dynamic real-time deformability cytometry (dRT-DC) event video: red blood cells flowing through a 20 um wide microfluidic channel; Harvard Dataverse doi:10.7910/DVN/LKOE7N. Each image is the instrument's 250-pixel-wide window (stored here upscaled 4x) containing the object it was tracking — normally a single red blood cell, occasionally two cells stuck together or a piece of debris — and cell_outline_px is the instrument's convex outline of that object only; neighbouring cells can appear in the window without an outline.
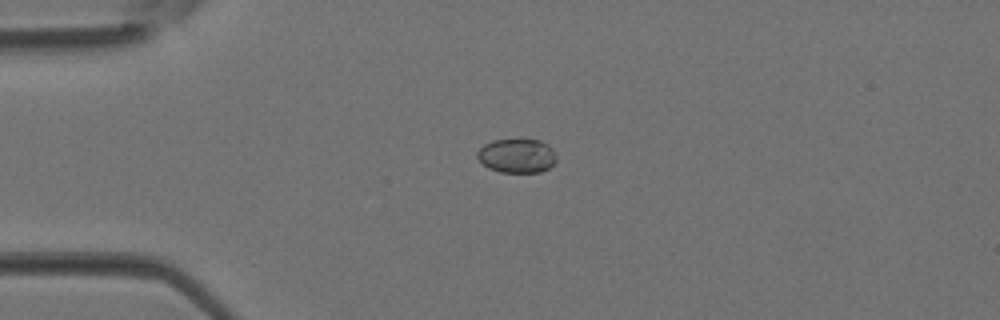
{"species": "Egyptian fruit bat (a non-hibernating species)", "species_latin": "Rousettus aegyptiacus", "temperature_condition": "room temperature", "stored_images_in_passage": 3, "camera_frame_rate_fps": 3000, "um_per_image_px": 0.085, "animal": {"sex": "female"}, "frame": {"image": 1, "passage_image": 3, "time_ms": 0.667, "image_size_px": [1000, 320], "cell_outline_px": [[556, 160], [548, 168], [540, 172], [500, 172], [488, 168], [476, 156], [476, 152], [484, 144], [492, 140], [520, 136], [540, 140], [548, 144], [552, 148], [556, 156]], "centroid_in_image_um": [43.93, 13.18], "position_along_channel_um": 41.1, "area_um2": 16.36}}